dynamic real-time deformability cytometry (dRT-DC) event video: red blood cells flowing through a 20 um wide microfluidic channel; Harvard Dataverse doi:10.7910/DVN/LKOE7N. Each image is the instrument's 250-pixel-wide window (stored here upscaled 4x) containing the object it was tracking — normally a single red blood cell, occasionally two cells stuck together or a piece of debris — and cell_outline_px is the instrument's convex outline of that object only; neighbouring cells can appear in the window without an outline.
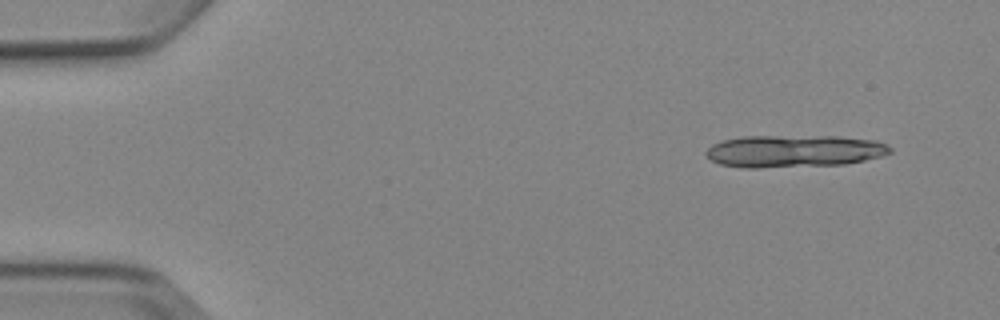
{"species": "Egyptian fruit bat (a non-hibernating species)", "species_latin": "Rousettus aegyptiacus", "temperature_condition": "cold", "stored_images_in_passage": 5, "camera_frame_rate_fps": 3000, "um_per_image_px": 0.085, "animal": {"sex": "female"}, "frame": {"image": 1, "passage_image": 1, "time_ms": 0.0, "image_size_px": [1000, 320], "cell_outline_px": [[892, 152], [880, 156], [864, 160], [844, 164], [756, 168], [744, 168], [720, 164], [712, 160], [704, 152], [712, 144], [720, 140], [744, 136], [836, 136], [876, 140], [892, 148]], "centroid_in_image_um": [67.46, 12.84], "position_along_channel_um": 17.5, "area_um2": 34.68}}